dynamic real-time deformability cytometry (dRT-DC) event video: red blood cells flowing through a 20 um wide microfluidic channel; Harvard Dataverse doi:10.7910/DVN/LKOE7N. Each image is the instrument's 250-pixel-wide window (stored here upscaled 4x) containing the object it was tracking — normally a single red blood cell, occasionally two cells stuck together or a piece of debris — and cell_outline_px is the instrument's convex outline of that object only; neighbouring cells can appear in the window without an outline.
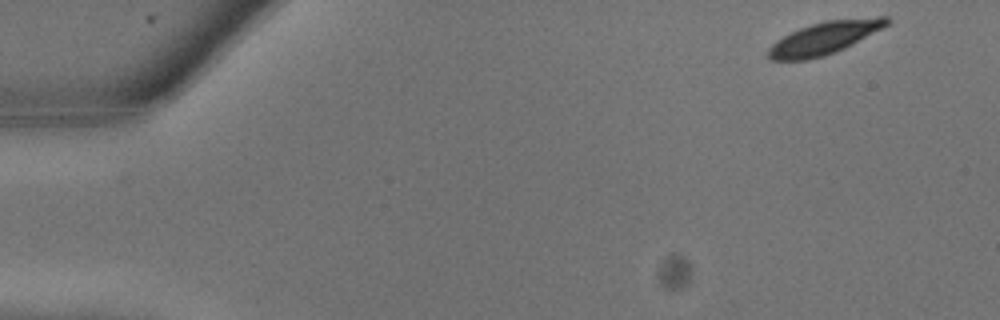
{"species": "common noctule bat (a hibernating species)", "species_latin": "Nyctalus noctula", "temperature_condition": "warm", "stored_images_in_passage": 9, "camera_frame_rate_fps": 3000, "um_per_image_px": 0.085, "animal": {"sex": "male", "body_mass_g": 13.3}, "frame": {"image": 1, "passage_image": 1, "time_ms": 0.0, "image_size_px": [1000, 320], "cell_outline_px": [[892, 20], [888, 24], [844, 48], [824, 56], [808, 60], [772, 60], [768, 56], [768, 48], [776, 40], [800, 28], [824, 20], [880, 16], [888, 16]], "centroid_in_image_um": [70.07, 3.22], "position_along_channel_um": 14.9, "area_um2": 22.25}}
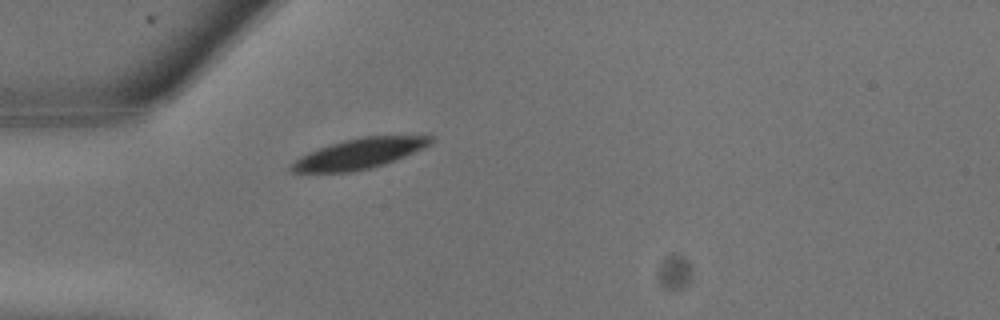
{"frame": {"image": 2, "passage_image": 7, "time_ms": 2.0, "image_size_px": [1000, 320], "cell_outline_px": [[436, 140], [432, 144], [424, 148], [384, 164], [372, 168], [352, 172], [292, 172], [288, 168], [300, 156], [308, 152], [344, 140], [360, 136], [436, 136]], "centroid_in_image_um": [30.58, 13.05], "position_along_channel_um": 54.4, "area_um2": 24.51}}